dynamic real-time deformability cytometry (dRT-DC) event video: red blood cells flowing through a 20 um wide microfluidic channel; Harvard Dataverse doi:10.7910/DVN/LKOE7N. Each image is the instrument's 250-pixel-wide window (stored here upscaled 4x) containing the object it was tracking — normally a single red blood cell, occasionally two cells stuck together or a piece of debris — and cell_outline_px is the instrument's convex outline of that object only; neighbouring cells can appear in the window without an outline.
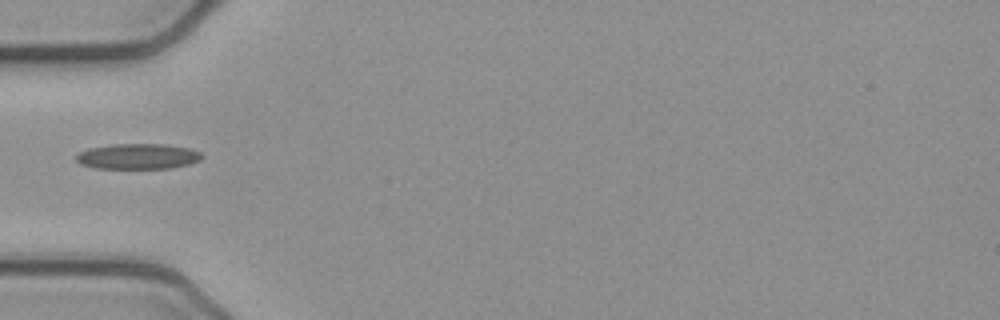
{"species": "common noctule bat (a hibernating species)", "species_latin": "Nyctalus noctula", "temperature_condition": "cold", "stored_images_in_passage": 36, "camera_frame_rate_fps": 3000, "um_per_image_px": 0.085, "animal": {"sex": "female", "body_mass_g": 21.9}, "frame": {"image": 1, "passage_image": 1, "time_ms": 0.0, "image_size_px": [1000, 320], "cell_outline_px": [[204, 156], [200, 160], [188, 164], [168, 168], [96, 168], [80, 164], [76, 160], [76, 156], [80, 152], [88, 148], [112, 144], [164, 144], [188, 148], [200, 152]], "centroid_in_image_um": [11.71, 13.28], "position_along_channel_um": 73.3, "area_um2": 18.55}}
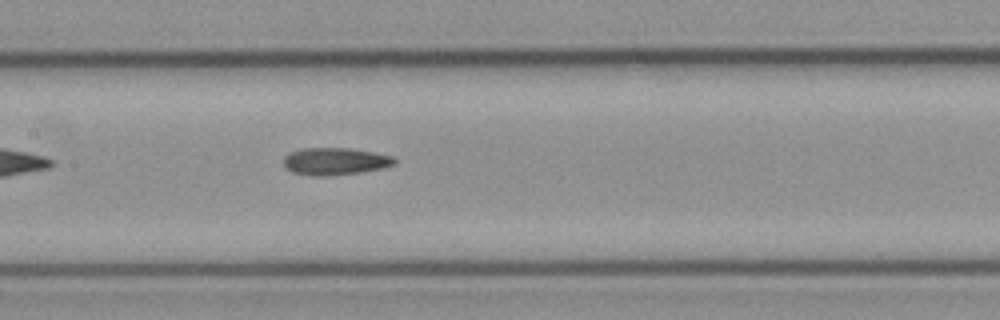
{"frame": {"image": 2, "passage_image": 9, "time_ms": 2.667, "image_size_px": [1000, 320], "cell_outline_px": [[396, 164], [384, 168], [360, 172], [328, 176], [312, 176], [292, 172], [284, 168], [284, 156], [292, 152], [304, 148], [348, 148], [372, 152], [392, 156], [396, 160]], "centroid_in_image_um": [28.48, 13.72], "position_along_channel_um": 178.9, "area_um2": 17.63}}
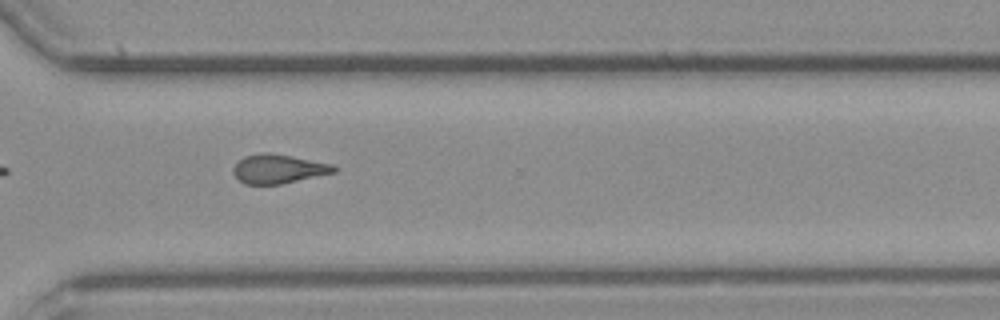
{"frame": {"image": 3, "passage_image": 22, "time_ms": 7.0, "image_size_px": [1000, 320], "cell_outline_px": [[340, 168], [336, 172], [280, 184], [244, 184], [232, 172], [232, 168], [244, 156], [260, 152], [272, 152], [332, 164]], "centroid_in_image_um": [23.67, 14.34], "position_along_channel_um": 346.9, "area_um2": 17.11}}